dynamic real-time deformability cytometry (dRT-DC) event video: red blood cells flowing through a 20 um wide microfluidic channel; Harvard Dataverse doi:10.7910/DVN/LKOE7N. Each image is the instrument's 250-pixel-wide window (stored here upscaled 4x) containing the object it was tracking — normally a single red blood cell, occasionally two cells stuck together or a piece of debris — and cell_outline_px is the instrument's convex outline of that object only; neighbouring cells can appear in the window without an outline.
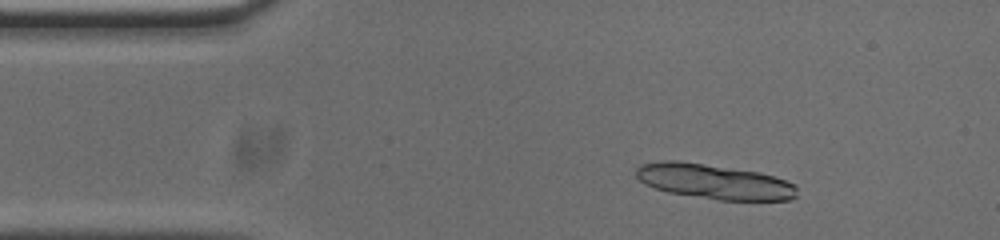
{"species": "common noctule bat (a hibernating species)", "species_latin": "Nyctalus noctula", "temperature_condition": "cold", "stored_images_in_passage": 51, "camera_frame_rate_fps": 3000, "um_per_image_px": 0.085, "animal": {"sex": "male", "body_mass_g": 20.0, "forearm_length_mm": 53.3}, "frame": {"image": 1, "passage_image": 7, "time_ms": 2.0, "image_size_px": [1000, 240], "cell_outline_px": [[796, 196], [788, 200], [720, 200], [668, 192], [644, 184], [636, 176], [636, 168], [640, 164], [664, 160], [680, 160], [760, 172], [796, 184]], "centroid_in_image_um": [60.68, 15.42], "position_along_channel_um": 24.3, "area_um2": 32.71}}
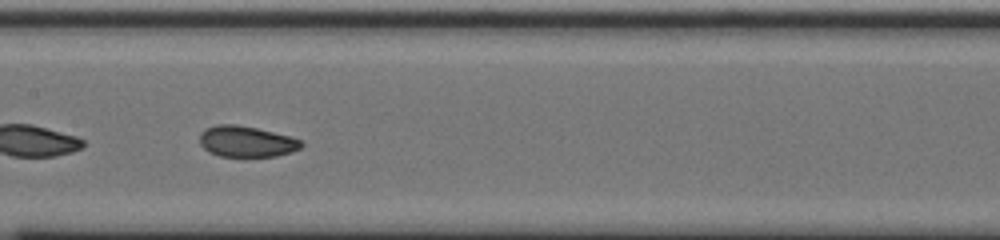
{"frame": {"image": 2, "passage_image": 25, "time_ms": 8.0, "image_size_px": [1000, 240], "cell_outline_px": [[304, 144], [300, 148], [292, 152], [276, 156], [220, 156], [208, 152], [200, 144], [200, 132], [216, 124], [236, 124], [256, 128], [292, 136], [300, 140]], "centroid_in_image_um": [20.96, 12.02], "position_along_channel_um": 186.4, "area_um2": 18.38}}
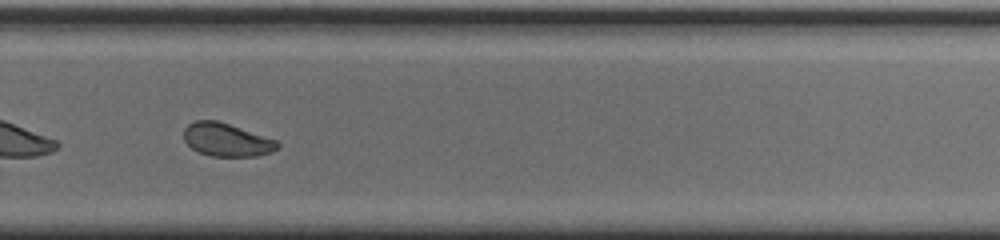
{"frame": {"image": 3, "passage_image": 35, "time_ms": 11.333, "image_size_px": [1000, 240], "cell_outline_px": [[280, 144], [272, 152], [256, 156], [212, 156], [200, 152], [192, 148], [184, 140], [184, 128], [188, 124], [196, 120], [216, 120], [276, 140]], "centroid_in_image_um": [19.24, 11.88], "position_along_channel_um": 310.6, "area_um2": 17.8}, "authors_computed_cell_mechanics": {"area_um2": 19.5942, "velocity_mm_per_s": 3.7315, "shape_relaxation_time_tau1_ms": 5.312, "shape_relaxation_time_tau2_ms": 1.828, "deformation_change_tau1": 0.1179, "deformation_change_tau2": 0.0446}}